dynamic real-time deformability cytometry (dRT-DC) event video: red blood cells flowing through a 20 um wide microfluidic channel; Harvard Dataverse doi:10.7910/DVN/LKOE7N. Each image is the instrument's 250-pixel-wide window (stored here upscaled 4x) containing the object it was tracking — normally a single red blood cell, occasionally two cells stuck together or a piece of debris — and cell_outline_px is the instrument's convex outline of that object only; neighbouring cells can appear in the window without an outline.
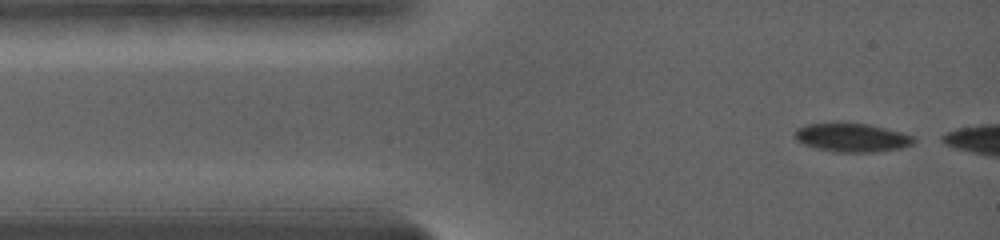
{"species": "common noctule bat (a hibernating species)", "species_latin": "Nyctalus noctula", "temperature_condition": "warm", "stored_images_in_passage": 7, "segment_of_instrument_passage": [1, 2], "camera_frame_rate_fps": 5000, "um_per_image_px": 0.085, "animal": {"sex": "female", "body_mass_g": 19.0, "forearm_length_mm": 56.7}, "frame": {"image": 1, "passage_image": 1, "time_ms": 0.0, "image_size_px": [1000, 240], "cell_outline_px": [[916, 144], [900, 148], [872, 152], [836, 152], [804, 144], [796, 140], [796, 128], [808, 124], [868, 124], [916, 136]], "centroid_in_image_um": [72.49, 11.71], "position_along_channel_um": 12.5, "area_um2": 19.42}}
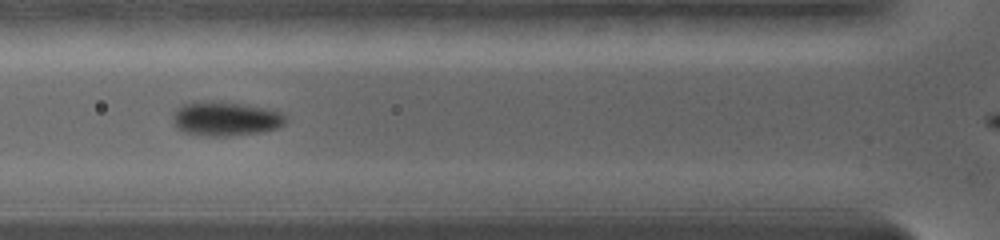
{"frame": {"image": 2, "passage_image": 5, "time_ms": 4.0, "image_size_px": [1000, 240], "cell_outline_px": [[284, 124], [276, 128], [260, 132], [228, 136], [208, 136], [184, 132], [176, 128], [172, 116], [176, 108], [184, 104], [204, 100], [220, 100], [264, 108], [280, 112], [284, 116]], "centroid_in_image_um": [19.11, 10.08], "position_along_channel_um": 106.7, "area_um2": 22.48}}